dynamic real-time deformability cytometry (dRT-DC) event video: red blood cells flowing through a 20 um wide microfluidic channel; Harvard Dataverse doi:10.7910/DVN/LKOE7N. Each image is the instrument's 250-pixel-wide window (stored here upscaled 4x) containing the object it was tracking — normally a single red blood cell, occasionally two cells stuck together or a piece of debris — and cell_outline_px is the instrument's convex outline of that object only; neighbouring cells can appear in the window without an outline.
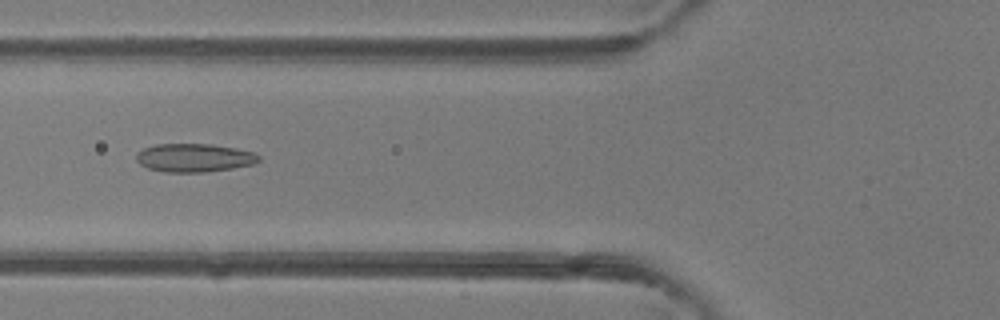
{"species": "common noctule bat (a hibernating species)", "species_latin": "Nyctalus noctula", "temperature_condition": "room temperature", "stored_images_in_passage": 35, "camera_frame_rate_fps": 3000, "um_per_image_px": 0.085, "animal": {"sex": "female"}, "frame": {"image": 1, "passage_image": 6, "time_ms": 1.667, "image_size_px": [1000, 320], "cell_outline_px": [[260, 160], [252, 164], [232, 168], [204, 172], [164, 172], [148, 168], [140, 164], [136, 160], [136, 152], [144, 148], [156, 144], [212, 144], [236, 148], [256, 152], [260, 156]], "centroid_in_image_um": [16.51, 13.4], "position_along_channel_um": 109.3, "area_um2": 20.35}}
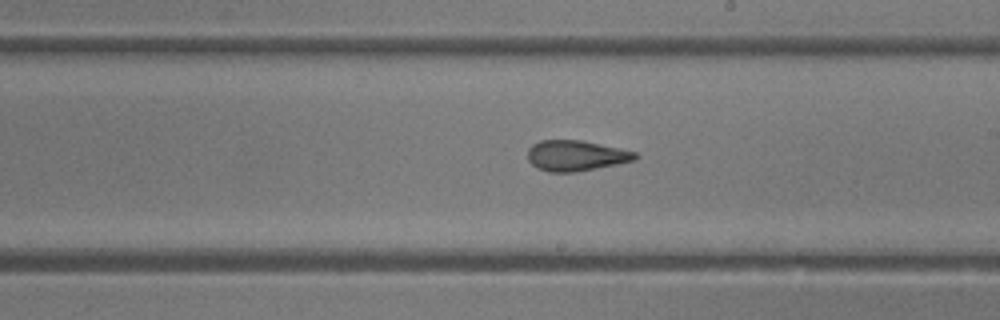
{"frame": {"image": 2, "passage_image": 15, "time_ms": 4.667, "image_size_px": [1000, 320], "cell_outline_px": [[640, 156], [636, 160], [576, 172], [548, 172], [536, 168], [528, 160], [528, 148], [532, 144], [540, 140], [580, 140], [636, 152]], "centroid_in_image_um": [48.93, 13.23], "position_along_channel_um": 240.1, "area_um2": 19.13}}
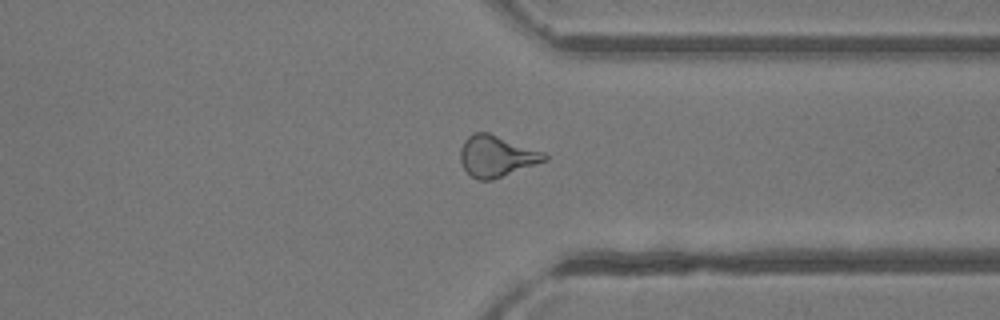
{"frame": {"image": 3, "passage_image": 24, "time_ms": 7.667, "image_size_px": [1000, 320], "cell_outline_px": [[548, 160], [492, 180], [480, 180], [472, 176], [464, 168], [460, 160], [460, 148], [464, 140], [468, 136], [476, 132], [488, 132], [544, 152], [548, 156]], "centroid_in_image_um": [42.2, 13.27], "position_along_channel_um": 369.2, "area_um2": 20.11}, "authors_computed_cell_mechanics": {"area_um2": 19.652, "velocity_mm_per_s": 4.3414, "shape_relaxation_time_tau1_ms": 7.3935, "shape_relaxation_time_tau2_ms": 1.8546, "deformation_change_tau1": 0.1809, "deformation_change_tau2": 0.0986}}